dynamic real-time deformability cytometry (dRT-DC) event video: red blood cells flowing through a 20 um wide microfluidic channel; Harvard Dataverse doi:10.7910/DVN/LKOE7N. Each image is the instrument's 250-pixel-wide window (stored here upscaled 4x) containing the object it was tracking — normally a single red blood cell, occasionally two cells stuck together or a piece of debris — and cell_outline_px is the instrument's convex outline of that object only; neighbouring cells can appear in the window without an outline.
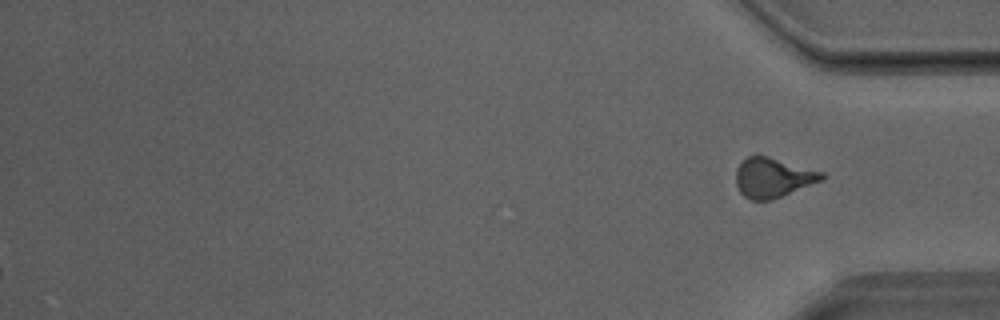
{"species": "Egyptian fruit bat (a non-hibernating species)", "species_latin": "Rousettus aegyptiacus", "temperature_condition": "room temperature", "stored_images_in_passage": 41, "segment_of_instrument_passage": [2, 2], "camera_frame_rate_fps": 3000, "um_per_image_px": 0.085, "animal": {"sex": "male"}, "frame": {"image": 1, "passage_image": 41, "time_ms": 13.333, "image_size_px": [1000, 320], "cell_outline_px": [[828, 176], [824, 180], [780, 196], [768, 200], [748, 200], [740, 192], [736, 184], [736, 168], [748, 156], [756, 152], [824, 172]], "centroid_in_image_um": [65.71, 15.06], "position_along_channel_um": 369.5, "area_um2": 20.17}}